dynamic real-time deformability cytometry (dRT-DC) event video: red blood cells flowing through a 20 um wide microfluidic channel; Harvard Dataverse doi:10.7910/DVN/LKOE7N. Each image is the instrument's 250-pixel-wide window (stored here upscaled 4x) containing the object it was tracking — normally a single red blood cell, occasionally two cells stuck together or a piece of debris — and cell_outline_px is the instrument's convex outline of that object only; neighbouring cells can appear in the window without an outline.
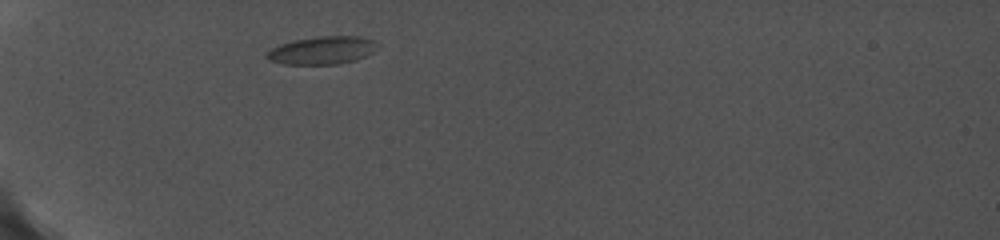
{"species": "common noctule bat (a hibernating species)", "species_latin": "Nyctalus noctula", "temperature_condition": "cold", "stored_images_in_passage": 23, "camera_frame_rate_fps": 5000, "um_per_image_px": 0.085, "animal": {"sex": "female", "body_mass_g": 19.0, "forearm_length_mm": 56.7}, "frame": {"image": 1, "passage_image": 1, "time_ms": 0.0, "image_size_px": [1000, 240], "cell_outline_px": [[380, 44], [372, 52], [356, 60], [340, 64], [284, 64], [268, 60], [264, 56], [272, 48], [280, 44], [292, 40], [320, 36], [360, 36], [372, 40]], "centroid_in_image_um": [27.38, 4.27], "position_along_channel_um": 57.6, "area_um2": 18.03}}
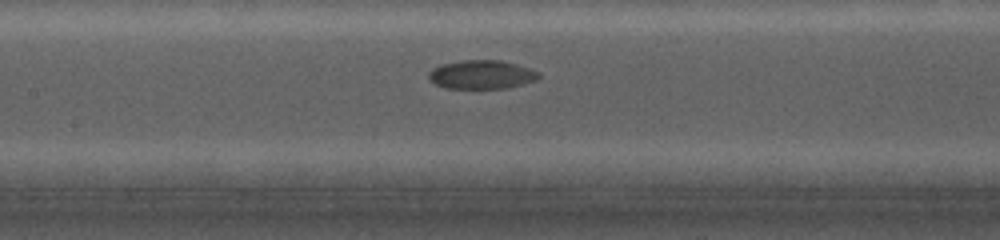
{"frame": {"image": 2, "passage_image": 10, "time_ms": 3.8, "image_size_px": [1000, 240], "cell_outline_px": [[540, 76], [536, 80], [508, 88], [444, 88], [428, 80], [428, 72], [432, 68], [440, 64], [464, 60], [500, 60], [516, 64], [540, 72]], "centroid_in_image_um": [40.9, 6.34], "position_along_channel_um": 166.5, "area_um2": 18.5}}
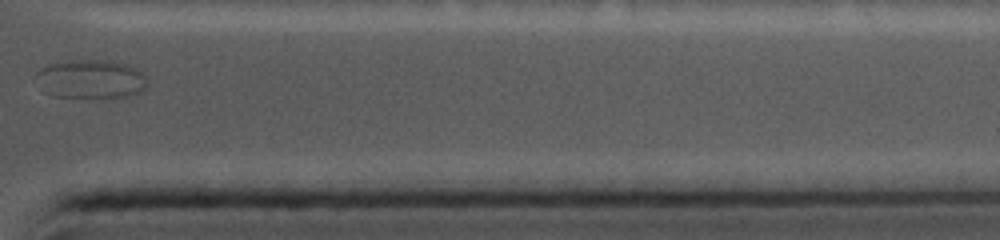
{"frame": {"image": 3, "passage_image": 21, "time_ms": 10.6, "image_size_px": [1000, 240], "cell_outline_px": [[148, 88], [140, 92], [128, 96], [52, 96], [44, 92], [32, 76], [36, 72], [52, 64], [64, 60], [104, 60], [124, 64], [136, 68], [148, 80]], "centroid_in_image_um": [7.69, 6.71], "position_along_channel_um": 403.7, "area_um2": 24.97}}